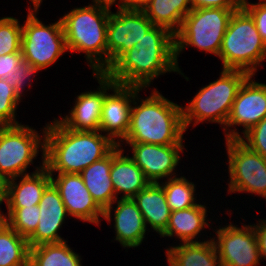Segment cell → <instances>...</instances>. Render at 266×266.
I'll use <instances>...</instances> for the list:
<instances>
[{
    "mask_svg": "<svg viewBox=\"0 0 266 266\" xmlns=\"http://www.w3.org/2000/svg\"><path fill=\"white\" fill-rule=\"evenodd\" d=\"M117 145L101 131H74L57 118L46 123L44 166L49 174H79Z\"/></svg>",
    "mask_w": 266,
    "mask_h": 266,
    "instance_id": "obj_1",
    "label": "cell"
},
{
    "mask_svg": "<svg viewBox=\"0 0 266 266\" xmlns=\"http://www.w3.org/2000/svg\"><path fill=\"white\" fill-rule=\"evenodd\" d=\"M142 90L145 88L135 86L130 126L121 143L184 145L183 106L165 98L156 88L143 99L139 96Z\"/></svg>",
    "mask_w": 266,
    "mask_h": 266,
    "instance_id": "obj_2",
    "label": "cell"
},
{
    "mask_svg": "<svg viewBox=\"0 0 266 266\" xmlns=\"http://www.w3.org/2000/svg\"><path fill=\"white\" fill-rule=\"evenodd\" d=\"M60 18L68 52L84 53L92 73L107 71V26L111 4L91 1Z\"/></svg>",
    "mask_w": 266,
    "mask_h": 266,
    "instance_id": "obj_3",
    "label": "cell"
},
{
    "mask_svg": "<svg viewBox=\"0 0 266 266\" xmlns=\"http://www.w3.org/2000/svg\"><path fill=\"white\" fill-rule=\"evenodd\" d=\"M250 76L242 70L222 69L219 78L203 86L192 100L182 107L185 130L199 123H218L224 129L237 93Z\"/></svg>",
    "mask_w": 266,
    "mask_h": 266,
    "instance_id": "obj_4",
    "label": "cell"
},
{
    "mask_svg": "<svg viewBox=\"0 0 266 266\" xmlns=\"http://www.w3.org/2000/svg\"><path fill=\"white\" fill-rule=\"evenodd\" d=\"M218 58L222 69L242 70L254 76L266 60V43L243 8L231 15Z\"/></svg>",
    "mask_w": 266,
    "mask_h": 266,
    "instance_id": "obj_5",
    "label": "cell"
},
{
    "mask_svg": "<svg viewBox=\"0 0 266 266\" xmlns=\"http://www.w3.org/2000/svg\"><path fill=\"white\" fill-rule=\"evenodd\" d=\"M235 11L238 10L198 8L184 17L180 30L175 34V56L180 71L178 58L187 46L218 57L230 17Z\"/></svg>",
    "mask_w": 266,
    "mask_h": 266,
    "instance_id": "obj_6",
    "label": "cell"
},
{
    "mask_svg": "<svg viewBox=\"0 0 266 266\" xmlns=\"http://www.w3.org/2000/svg\"><path fill=\"white\" fill-rule=\"evenodd\" d=\"M42 129L38 133L24 124L0 126V176L5 181L29 174L40 151L44 158L46 125Z\"/></svg>",
    "mask_w": 266,
    "mask_h": 266,
    "instance_id": "obj_7",
    "label": "cell"
},
{
    "mask_svg": "<svg viewBox=\"0 0 266 266\" xmlns=\"http://www.w3.org/2000/svg\"><path fill=\"white\" fill-rule=\"evenodd\" d=\"M39 7H28L26 20L22 24L21 51L23 59L46 70L68 49L60 18L45 25L38 17Z\"/></svg>",
    "mask_w": 266,
    "mask_h": 266,
    "instance_id": "obj_8",
    "label": "cell"
},
{
    "mask_svg": "<svg viewBox=\"0 0 266 266\" xmlns=\"http://www.w3.org/2000/svg\"><path fill=\"white\" fill-rule=\"evenodd\" d=\"M168 72H176L185 80H190L182 70L178 69L175 54L139 53L135 47H132L105 74L117 84L148 89L154 79Z\"/></svg>",
    "mask_w": 266,
    "mask_h": 266,
    "instance_id": "obj_9",
    "label": "cell"
},
{
    "mask_svg": "<svg viewBox=\"0 0 266 266\" xmlns=\"http://www.w3.org/2000/svg\"><path fill=\"white\" fill-rule=\"evenodd\" d=\"M228 161V194L248 193L265 198L266 158L251 151L239 139L225 140Z\"/></svg>",
    "mask_w": 266,
    "mask_h": 266,
    "instance_id": "obj_10",
    "label": "cell"
},
{
    "mask_svg": "<svg viewBox=\"0 0 266 266\" xmlns=\"http://www.w3.org/2000/svg\"><path fill=\"white\" fill-rule=\"evenodd\" d=\"M109 15L107 26V70L154 26L143 10L118 6Z\"/></svg>",
    "mask_w": 266,
    "mask_h": 266,
    "instance_id": "obj_11",
    "label": "cell"
},
{
    "mask_svg": "<svg viewBox=\"0 0 266 266\" xmlns=\"http://www.w3.org/2000/svg\"><path fill=\"white\" fill-rule=\"evenodd\" d=\"M213 242L216 246L221 266H258L260 251L253 225L241 227L232 224L215 227ZM215 236V237H214Z\"/></svg>",
    "mask_w": 266,
    "mask_h": 266,
    "instance_id": "obj_12",
    "label": "cell"
},
{
    "mask_svg": "<svg viewBox=\"0 0 266 266\" xmlns=\"http://www.w3.org/2000/svg\"><path fill=\"white\" fill-rule=\"evenodd\" d=\"M253 78L254 75H250L237 93L223 129L225 140L239 139L242 134L266 117V84L256 82ZM236 126L243 127L242 133Z\"/></svg>",
    "mask_w": 266,
    "mask_h": 266,
    "instance_id": "obj_13",
    "label": "cell"
},
{
    "mask_svg": "<svg viewBox=\"0 0 266 266\" xmlns=\"http://www.w3.org/2000/svg\"><path fill=\"white\" fill-rule=\"evenodd\" d=\"M125 144L132 150V156L129 157L141 168L150 183H160L163 179L178 176L176 169L185 145L120 143L119 146L123 149Z\"/></svg>",
    "mask_w": 266,
    "mask_h": 266,
    "instance_id": "obj_14",
    "label": "cell"
},
{
    "mask_svg": "<svg viewBox=\"0 0 266 266\" xmlns=\"http://www.w3.org/2000/svg\"><path fill=\"white\" fill-rule=\"evenodd\" d=\"M93 78L98 81L97 90L77 95L69 114L57 119L64 127L74 131H99L105 94L116 82L105 73H93Z\"/></svg>",
    "mask_w": 266,
    "mask_h": 266,
    "instance_id": "obj_15",
    "label": "cell"
},
{
    "mask_svg": "<svg viewBox=\"0 0 266 266\" xmlns=\"http://www.w3.org/2000/svg\"><path fill=\"white\" fill-rule=\"evenodd\" d=\"M51 183L58 190L69 216L100 226L104 210L96 203L80 174H50ZM55 176V177H54ZM101 217V218H100Z\"/></svg>",
    "mask_w": 266,
    "mask_h": 266,
    "instance_id": "obj_16",
    "label": "cell"
},
{
    "mask_svg": "<svg viewBox=\"0 0 266 266\" xmlns=\"http://www.w3.org/2000/svg\"><path fill=\"white\" fill-rule=\"evenodd\" d=\"M134 97L135 86L117 83L105 94L99 131L105 133L116 145L127 135Z\"/></svg>",
    "mask_w": 266,
    "mask_h": 266,
    "instance_id": "obj_17",
    "label": "cell"
},
{
    "mask_svg": "<svg viewBox=\"0 0 266 266\" xmlns=\"http://www.w3.org/2000/svg\"><path fill=\"white\" fill-rule=\"evenodd\" d=\"M113 204L116 206H113ZM112 211L114 214H112ZM103 219L110 224L113 219L116 235L114 240L118 241L127 250L128 248L140 247L146 237V231L147 233L150 232V229L146 227L141 211L132 198L116 199L104 210Z\"/></svg>",
    "mask_w": 266,
    "mask_h": 266,
    "instance_id": "obj_18",
    "label": "cell"
},
{
    "mask_svg": "<svg viewBox=\"0 0 266 266\" xmlns=\"http://www.w3.org/2000/svg\"><path fill=\"white\" fill-rule=\"evenodd\" d=\"M40 217L36 230L27 238L29 248L66 241L59 229L69 214L55 186L51 183L44 191L39 202Z\"/></svg>",
    "mask_w": 266,
    "mask_h": 266,
    "instance_id": "obj_19",
    "label": "cell"
},
{
    "mask_svg": "<svg viewBox=\"0 0 266 266\" xmlns=\"http://www.w3.org/2000/svg\"><path fill=\"white\" fill-rule=\"evenodd\" d=\"M41 161L42 164L35 166L34 172L6 181V207H29L39 204L45 189L51 184V175L44 166V158H41Z\"/></svg>",
    "mask_w": 266,
    "mask_h": 266,
    "instance_id": "obj_20",
    "label": "cell"
},
{
    "mask_svg": "<svg viewBox=\"0 0 266 266\" xmlns=\"http://www.w3.org/2000/svg\"><path fill=\"white\" fill-rule=\"evenodd\" d=\"M124 152L119 145L112 150L110 178L117 199L120 194L122 199L133 198L150 183L130 154L124 155Z\"/></svg>",
    "mask_w": 266,
    "mask_h": 266,
    "instance_id": "obj_21",
    "label": "cell"
},
{
    "mask_svg": "<svg viewBox=\"0 0 266 266\" xmlns=\"http://www.w3.org/2000/svg\"><path fill=\"white\" fill-rule=\"evenodd\" d=\"M189 207L179 211H172L166 229L160 234V237L177 238L181 243L201 242L199 239L201 232L210 227V219L207 214L205 203ZM210 221V222H208ZM199 237V238H198ZM199 239V240H198Z\"/></svg>",
    "mask_w": 266,
    "mask_h": 266,
    "instance_id": "obj_22",
    "label": "cell"
},
{
    "mask_svg": "<svg viewBox=\"0 0 266 266\" xmlns=\"http://www.w3.org/2000/svg\"><path fill=\"white\" fill-rule=\"evenodd\" d=\"M132 199L141 211L146 227L150 226L152 232L160 235L166 229L172 212L166 202L163 186L160 183H149Z\"/></svg>",
    "mask_w": 266,
    "mask_h": 266,
    "instance_id": "obj_23",
    "label": "cell"
},
{
    "mask_svg": "<svg viewBox=\"0 0 266 266\" xmlns=\"http://www.w3.org/2000/svg\"><path fill=\"white\" fill-rule=\"evenodd\" d=\"M178 243L165 249L168 266H221L216 246L212 240Z\"/></svg>",
    "mask_w": 266,
    "mask_h": 266,
    "instance_id": "obj_24",
    "label": "cell"
},
{
    "mask_svg": "<svg viewBox=\"0 0 266 266\" xmlns=\"http://www.w3.org/2000/svg\"><path fill=\"white\" fill-rule=\"evenodd\" d=\"M112 151L80 172V176L96 203L105 210L117 198L110 178Z\"/></svg>",
    "mask_w": 266,
    "mask_h": 266,
    "instance_id": "obj_25",
    "label": "cell"
},
{
    "mask_svg": "<svg viewBox=\"0 0 266 266\" xmlns=\"http://www.w3.org/2000/svg\"><path fill=\"white\" fill-rule=\"evenodd\" d=\"M192 10L191 0H151L143 9L149 20L174 35L180 30L184 17Z\"/></svg>",
    "mask_w": 266,
    "mask_h": 266,
    "instance_id": "obj_26",
    "label": "cell"
},
{
    "mask_svg": "<svg viewBox=\"0 0 266 266\" xmlns=\"http://www.w3.org/2000/svg\"><path fill=\"white\" fill-rule=\"evenodd\" d=\"M68 241L40 244L29 249V266H83Z\"/></svg>",
    "mask_w": 266,
    "mask_h": 266,
    "instance_id": "obj_27",
    "label": "cell"
},
{
    "mask_svg": "<svg viewBox=\"0 0 266 266\" xmlns=\"http://www.w3.org/2000/svg\"><path fill=\"white\" fill-rule=\"evenodd\" d=\"M29 249L27 238L6 222L0 226V266H29Z\"/></svg>",
    "mask_w": 266,
    "mask_h": 266,
    "instance_id": "obj_28",
    "label": "cell"
},
{
    "mask_svg": "<svg viewBox=\"0 0 266 266\" xmlns=\"http://www.w3.org/2000/svg\"><path fill=\"white\" fill-rule=\"evenodd\" d=\"M160 184L163 186L166 202L171 211L183 210L198 204L196 184L184 175L164 180Z\"/></svg>",
    "mask_w": 266,
    "mask_h": 266,
    "instance_id": "obj_29",
    "label": "cell"
},
{
    "mask_svg": "<svg viewBox=\"0 0 266 266\" xmlns=\"http://www.w3.org/2000/svg\"><path fill=\"white\" fill-rule=\"evenodd\" d=\"M134 47L139 53L175 54V35L167 28L154 25Z\"/></svg>",
    "mask_w": 266,
    "mask_h": 266,
    "instance_id": "obj_30",
    "label": "cell"
},
{
    "mask_svg": "<svg viewBox=\"0 0 266 266\" xmlns=\"http://www.w3.org/2000/svg\"><path fill=\"white\" fill-rule=\"evenodd\" d=\"M5 222L19 235L28 238L37 228L39 204L29 207H6Z\"/></svg>",
    "mask_w": 266,
    "mask_h": 266,
    "instance_id": "obj_31",
    "label": "cell"
},
{
    "mask_svg": "<svg viewBox=\"0 0 266 266\" xmlns=\"http://www.w3.org/2000/svg\"><path fill=\"white\" fill-rule=\"evenodd\" d=\"M22 24L13 16L0 17V55L22 52Z\"/></svg>",
    "mask_w": 266,
    "mask_h": 266,
    "instance_id": "obj_32",
    "label": "cell"
},
{
    "mask_svg": "<svg viewBox=\"0 0 266 266\" xmlns=\"http://www.w3.org/2000/svg\"><path fill=\"white\" fill-rule=\"evenodd\" d=\"M21 99L5 79H0V126L19 125L17 120V109Z\"/></svg>",
    "mask_w": 266,
    "mask_h": 266,
    "instance_id": "obj_33",
    "label": "cell"
},
{
    "mask_svg": "<svg viewBox=\"0 0 266 266\" xmlns=\"http://www.w3.org/2000/svg\"><path fill=\"white\" fill-rule=\"evenodd\" d=\"M40 71H42L40 68L23 59L15 73L5 78V81L14 87V90L21 98L23 95L25 96L24 91L26 86L33 87L31 82L36 80L34 76Z\"/></svg>",
    "mask_w": 266,
    "mask_h": 266,
    "instance_id": "obj_34",
    "label": "cell"
},
{
    "mask_svg": "<svg viewBox=\"0 0 266 266\" xmlns=\"http://www.w3.org/2000/svg\"><path fill=\"white\" fill-rule=\"evenodd\" d=\"M251 151L266 158V117L239 138Z\"/></svg>",
    "mask_w": 266,
    "mask_h": 266,
    "instance_id": "obj_35",
    "label": "cell"
},
{
    "mask_svg": "<svg viewBox=\"0 0 266 266\" xmlns=\"http://www.w3.org/2000/svg\"><path fill=\"white\" fill-rule=\"evenodd\" d=\"M242 8L253 18L261 38L266 43V0H259L258 3L243 0Z\"/></svg>",
    "mask_w": 266,
    "mask_h": 266,
    "instance_id": "obj_36",
    "label": "cell"
},
{
    "mask_svg": "<svg viewBox=\"0 0 266 266\" xmlns=\"http://www.w3.org/2000/svg\"><path fill=\"white\" fill-rule=\"evenodd\" d=\"M22 60V52L0 55V79H5L15 73Z\"/></svg>",
    "mask_w": 266,
    "mask_h": 266,
    "instance_id": "obj_37",
    "label": "cell"
},
{
    "mask_svg": "<svg viewBox=\"0 0 266 266\" xmlns=\"http://www.w3.org/2000/svg\"><path fill=\"white\" fill-rule=\"evenodd\" d=\"M192 9L198 8H225L230 10H240L243 0H191Z\"/></svg>",
    "mask_w": 266,
    "mask_h": 266,
    "instance_id": "obj_38",
    "label": "cell"
},
{
    "mask_svg": "<svg viewBox=\"0 0 266 266\" xmlns=\"http://www.w3.org/2000/svg\"><path fill=\"white\" fill-rule=\"evenodd\" d=\"M252 225L255 230L261 259L266 260V218L265 220L261 218L256 225Z\"/></svg>",
    "mask_w": 266,
    "mask_h": 266,
    "instance_id": "obj_39",
    "label": "cell"
},
{
    "mask_svg": "<svg viewBox=\"0 0 266 266\" xmlns=\"http://www.w3.org/2000/svg\"><path fill=\"white\" fill-rule=\"evenodd\" d=\"M151 0H119L117 6L130 10H143Z\"/></svg>",
    "mask_w": 266,
    "mask_h": 266,
    "instance_id": "obj_40",
    "label": "cell"
},
{
    "mask_svg": "<svg viewBox=\"0 0 266 266\" xmlns=\"http://www.w3.org/2000/svg\"><path fill=\"white\" fill-rule=\"evenodd\" d=\"M6 181L0 176V207L5 200Z\"/></svg>",
    "mask_w": 266,
    "mask_h": 266,
    "instance_id": "obj_41",
    "label": "cell"
},
{
    "mask_svg": "<svg viewBox=\"0 0 266 266\" xmlns=\"http://www.w3.org/2000/svg\"><path fill=\"white\" fill-rule=\"evenodd\" d=\"M92 1H95V2H104V3H108V4H111L114 6L118 4L119 0H92Z\"/></svg>",
    "mask_w": 266,
    "mask_h": 266,
    "instance_id": "obj_42",
    "label": "cell"
},
{
    "mask_svg": "<svg viewBox=\"0 0 266 266\" xmlns=\"http://www.w3.org/2000/svg\"><path fill=\"white\" fill-rule=\"evenodd\" d=\"M31 1V5L33 6V7H39L40 8V6H41V4H42V2L44 1V0H30Z\"/></svg>",
    "mask_w": 266,
    "mask_h": 266,
    "instance_id": "obj_43",
    "label": "cell"
},
{
    "mask_svg": "<svg viewBox=\"0 0 266 266\" xmlns=\"http://www.w3.org/2000/svg\"><path fill=\"white\" fill-rule=\"evenodd\" d=\"M5 222L4 212L0 208V226Z\"/></svg>",
    "mask_w": 266,
    "mask_h": 266,
    "instance_id": "obj_44",
    "label": "cell"
}]
</instances>
